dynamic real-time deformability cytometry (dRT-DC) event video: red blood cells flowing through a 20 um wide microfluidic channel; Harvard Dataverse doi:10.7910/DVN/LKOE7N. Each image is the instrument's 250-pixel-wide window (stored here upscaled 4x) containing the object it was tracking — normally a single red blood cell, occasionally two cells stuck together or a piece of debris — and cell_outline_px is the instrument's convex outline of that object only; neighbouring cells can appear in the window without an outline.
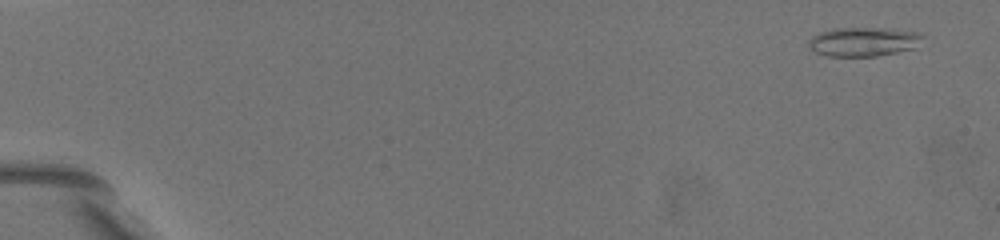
{"species": "common noctule bat (a hibernating species)", "species_latin": "Nyctalus noctula", "temperature_condition": "warm", "stored_images_in_passage": 8, "camera_frame_rate_fps": 3000, "um_per_image_px": 0.085, "animal": {"sex": "female", "body_mass_g": 19.5, "forearm_length_mm": 54.1}, "frame": {"image": 1, "passage_image": 2, "time_ms": 0.667, "image_size_px": [1000, 240], "cell_outline_px": [[924, 36], [916, 48], [876, 56], [828, 56], [816, 52], [808, 44], [808, 40], [812, 36], [820, 32], [832, 28], [892, 28], [916, 32]], "centroid_in_image_um": [73.41, 3.53], "position_along_channel_um": 11.6, "area_um2": 19.36}}